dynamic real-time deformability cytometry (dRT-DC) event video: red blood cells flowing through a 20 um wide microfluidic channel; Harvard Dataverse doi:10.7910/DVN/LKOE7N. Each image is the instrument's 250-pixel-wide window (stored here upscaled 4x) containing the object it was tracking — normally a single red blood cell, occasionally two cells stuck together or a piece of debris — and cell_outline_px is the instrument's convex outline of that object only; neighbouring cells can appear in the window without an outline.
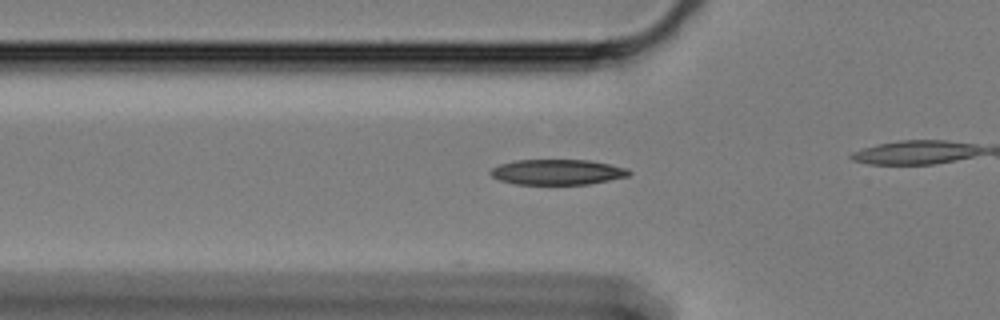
{"species": "Egyptian fruit bat (a non-hibernating species)", "species_latin": "Rousettus aegyptiacus", "temperature_condition": "cold", "stored_images_in_passage": 30, "camera_frame_rate_fps": 3000, "um_per_image_px": 0.085, "animal": {"sex": "female"}, "frame": {"image": 1, "passage_image": 2, "time_ms": 0.333, "image_size_px": [1000, 320], "cell_outline_px": [[632, 172], [628, 176], [588, 184], [516, 184], [500, 180], [492, 176], [488, 172], [492, 168], [500, 164], [516, 160], [592, 160], [628, 168]], "centroid_in_image_um": [47.39, 14.62], "position_along_channel_um": 78.4, "area_um2": 20.46}}
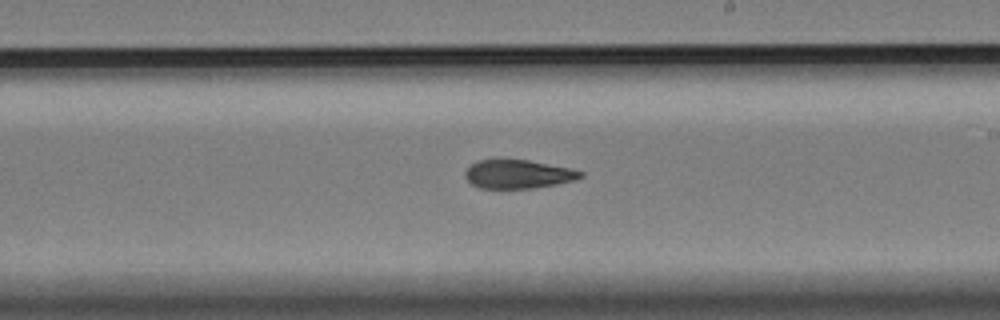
{"frame": {"image": 2, "passage_image": 17, "time_ms": 5.333, "image_size_px": [1000, 320], "cell_outline_px": [[584, 176], [572, 180], [556, 184], [532, 188], [480, 188], [472, 184], [464, 176], [464, 172], [476, 160], [492, 156], [500, 156], [528, 160], [572, 168], [584, 172]], "centroid_in_image_um": [43.97, 14.74], "position_along_channel_um": 245.0, "area_um2": 20.0}}
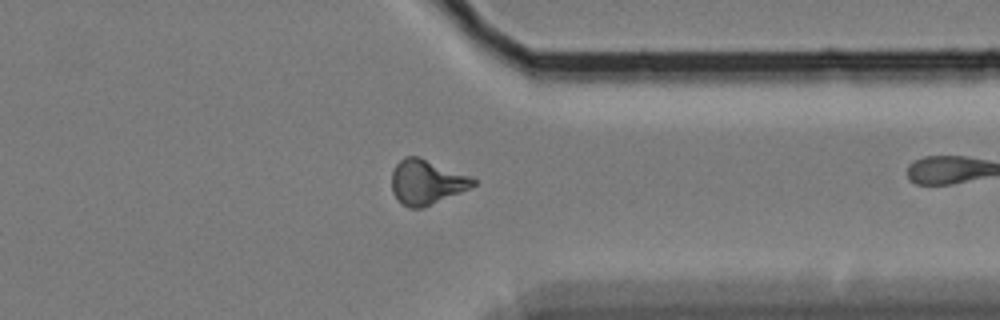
{"frame": {"image": 3, "passage_image": 29, "time_ms": 9.333, "image_size_px": [1000, 320], "cell_outline_px": [[476, 184], [460, 192], [424, 208], [408, 208], [400, 204], [392, 192], [392, 168], [404, 156], [420, 156], [472, 176], [476, 180]], "centroid_in_image_um": [36.23, 15.47], "position_along_channel_um": 375.2, "area_um2": 21.56}}